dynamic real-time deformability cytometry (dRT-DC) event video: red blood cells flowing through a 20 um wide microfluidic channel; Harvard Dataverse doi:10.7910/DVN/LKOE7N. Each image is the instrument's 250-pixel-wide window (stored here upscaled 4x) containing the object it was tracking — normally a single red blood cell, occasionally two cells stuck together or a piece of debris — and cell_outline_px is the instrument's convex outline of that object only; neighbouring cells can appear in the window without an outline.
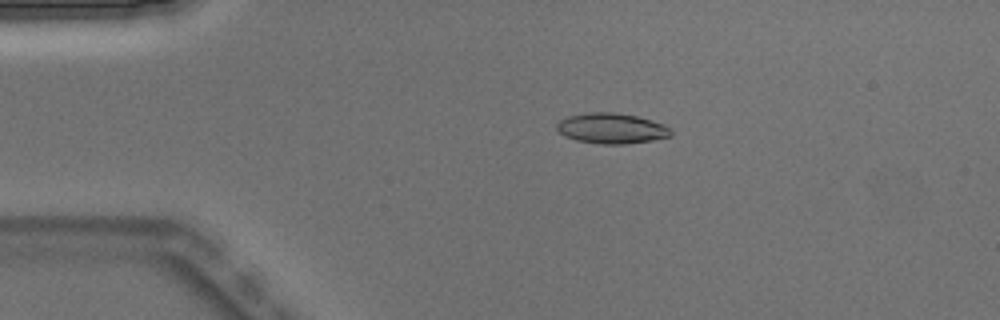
{"species": "Egyptian fruit bat (a non-hibernating species)", "species_latin": "Rousettus aegyptiacus", "temperature_condition": "warm", "stored_images_in_passage": 4, "camera_frame_rate_fps": 3000, "um_per_image_px": 0.085, "animal": {"sex": "male"}, "frame": {"image": 1, "passage_image": 3, "time_ms": 0.667, "image_size_px": [1000, 320], "cell_outline_px": [[672, 136], [652, 140], [624, 144], [600, 144], [576, 140], [564, 136], [556, 128], [556, 124], [560, 120], [568, 116], [588, 112], [616, 112], [636, 116], [652, 120], [664, 124], [672, 128]], "centroid_in_image_um": [52.0, 10.91], "position_along_channel_um": 33.0, "area_um2": 20.4}}
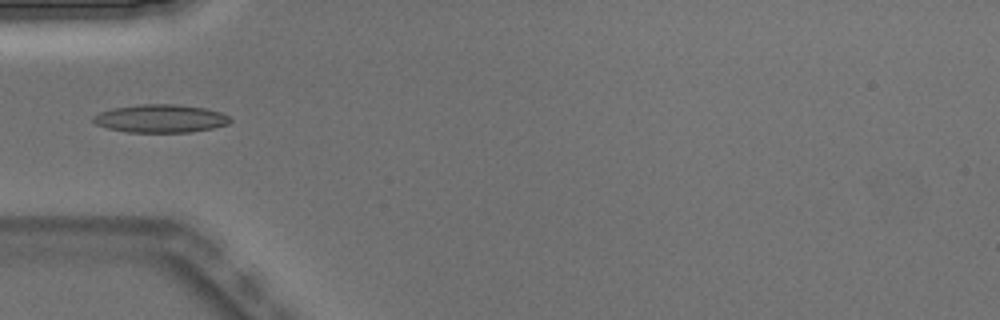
{"frame": {"image": 2, "passage_image": 4, "time_ms": 1.0, "image_size_px": [1000, 320], "cell_outline_px": [[232, 120], [228, 124], [212, 128], [188, 132], [128, 132], [108, 128], [96, 124], [92, 120], [92, 116], [100, 112], [112, 108], [140, 104], [180, 104], [204, 108], [220, 112], [228, 116]], "centroid_in_image_um": [13.63, 10.07], "position_along_channel_um": 71.4, "area_um2": 22.37}}